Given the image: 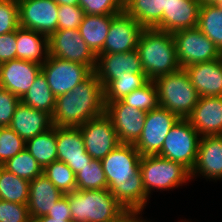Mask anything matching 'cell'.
Masks as SVG:
<instances>
[{
  "label": "cell",
  "instance_id": "obj_1",
  "mask_svg": "<svg viewBox=\"0 0 222 222\" xmlns=\"http://www.w3.org/2000/svg\"><path fill=\"white\" fill-rule=\"evenodd\" d=\"M104 113L103 86L93 72L86 80L76 85L71 92L56 98L51 119L52 124L56 127H79Z\"/></svg>",
  "mask_w": 222,
  "mask_h": 222
},
{
  "label": "cell",
  "instance_id": "obj_2",
  "mask_svg": "<svg viewBox=\"0 0 222 222\" xmlns=\"http://www.w3.org/2000/svg\"><path fill=\"white\" fill-rule=\"evenodd\" d=\"M143 72L149 80L182 69L172 33L155 28H144L136 47Z\"/></svg>",
  "mask_w": 222,
  "mask_h": 222
},
{
  "label": "cell",
  "instance_id": "obj_3",
  "mask_svg": "<svg viewBox=\"0 0 222 222\" xmlns=\"http://www.w3.org/2000/svg\"><path fill=\"white\" fill-rule=\"evenodd\" d=\"M65 195L73 222H111L125 210L108 189L75 190Z\"/></svg>",
  "mask_w": 222,
  "mask_h": 222
},
{
  "label": "cell",
  "instance_id": "obj_4",
  "mask_svg": "<svg viewBox=\"0 0 222 222\" xmlns=\"http://www.w3.org/2000/svg\"><path fill=\"white\" fill-rule=\"evenodd\" d=\"M140 172L149 198L153 192L173 191L192 182L191 171L187 167L159 155L141 156Z\"/></svg>",
  "mask_w": 222,
  "mask_h": 222
},
{
  "label": "cell",
  "instance_id": "obj_5",
  "mask_svg": "<svg viewBox=\"0 0 222 222\" xmlns=\"http://www.w3.org/2000/svg\"><path fill=\"white\" fill-rule=\"evenodd\" d=\"M158 90L159 106L186 119L199 101V94L184 69L159 76L154 80Z\"/></svg>",
  "mask_w": 222,
  "mask_h": 222
},
{
  "label": "cell",
  "instance_id": "obj_6",
  "mask_svg": "<svg viewBox=\"0 0 222 222\" xmlns=\"http://www.w3.org/2000/svg\"><path fill=\"white\" fill-rule=\"evenodd\" d=\"M141 155L134 144H120L101 160L107 189L125 209V183L140 170Z\"/></svg>",
  "mask_w": 222,
  "mask_h": 222
},
{
  "label": "cell",
  "instance_id": "obj_7",
  "mask_svg": "<svg viewBox=\"0 0 222 222\" xmlns=\"http://www.w3.org/2000/svg\"><path fill=\"white\" fill-rule=\"evenodd\" d=\"M200 139L201 135L187 119H179L157 155L181 163L191 171L196 163Z\"/></svg>",
  "mask_w": 222,
  "mask_h": 222
},
{
  "label": "cell",
  "instance_id": "obj_8",
  "mask_svg": "<svg viewBox=\"0 0 222 222\" xmlns=\"http://www.w3.org/2000/svg\"><path fill=\"white\" fill-rule=\"evenodd\" d=\"M181 68L222 57L217 46L197 27L172 33Z\"/></svg>",
  "mask_w": 222,
  "mask_h": 222
},
{
  "label": "cell",
  "instance_id": "obj_9",
  "mask_svg": "<svg viewBox=\"0 0 222 222\" xmlns=\"http://www.w3.org/2000/svg\"><path fill=\"white\" fill-rule=\"evenodd\" d=\"M179 119L176 114L161 106L148 111L141 136L134 144L140 155H157L169 131Z\"/></svg>",
  "mask_w": 222,
  "mask_h": 222
},
{
  "label": "cell",
  "instance_id": "obj_10",
  "mask_svg": "<svg viewBox=\"0 0 222 222\" xmlns=\"http://www.w3.org/2000/svg\"><path fill=\"white\" fill-rule=\"evenodd\" d=\"M41 71L56 98L71 92L76 85L86 80L93 73L86 65L53 56H49L42 64Z\"/></svg>",
  "mask_w": 222,
  "mask_h": 222
},
{
  "label": "cell",
  "instance_id": "obj_11",
  "mask_svg": "<svg viewBox=\"0 0 222 222\" xmlns=\"http://www.w3.org/2000/svg\"><path fill=\"white\" fill-rule=\"evenodd\" d=\"M19 27L48 38L58 30V7L54 0H17Z\"/></svg>",
  "mask_w": 222,
  "mask_h": 222
},
{
  "label": "cell",
  "instance_id": "obj_12",
  "mask_svg": "<svg viewBox=\"0 0 222 222\" xmlns=\"http://www.w3.org/2000/svg\"><path fill=\"white\" fill-rule=\"evenodd\" d=\"M48 40L49 56L86 65L94 72L97 56L87 46L78 29L57 30Z\"/></svg>",
  "mask_w": 222,
  "mask_h": 222
},
{
  "label": "cell",
  "instance_id": "obj_13",
  "mask_svg": "<svg viewBox=\"0 0 222 222\" xmlns=\"http://www.w3.org/2000/svg\"><path fill=\"white\" fill-rule=\"evenodd\" d=\"M86 152L95 160H102L120 145L112 120L104 113L78 127Z\"/></svg>",
  "mask_w": 222,
  "mask_h": 222
},
{
  "label": "cell",
  "instance_id": "obj_14",
  "mask_svg": "<svg viewBox=\"0 0 222 222\" xmlns=\"http://www.w3.org/2000/svg\"><path fill=\"white\" fill-rule=\"evenodd\" d=\"M105 103L120 144H135L141 136L147 112L127 105L122 99Z\"/></svg>",
  "mask_w": 222,
  "mask_h": 222
},
{
  "label": "cell",
  "instance_id": "obj_15",
  "mask_svg": "<svg viewBox=\"0 0 222 222\" xmlns=\"http://www.w3.org/2000/svg\"><path fill=\"white\" fill-rule=\"evenodd\" d=\"M143 29L144 27L125 11L111 15L109 32L100 54L136 50Z\"/></svg>",
  "mask_w": 222,
  "mask_h": 222
},
{
  "label": "cell",
  "instance_id": "obj_16",
  "mask_svg": "<svg viewBox=\"0 0 222 222\" xmlns=\"http://www.w3.org/2000/svg\"><path fill=\"white\" fill-rule=\"evenodd\" d=\"M197 177L216 183L222 181V135L201 136L191 180Z\"/></svg>",
  "mask_w": 222,
  "mask_h": 222
},
{
  "label": "cell",
  "instance_id": "obj_17",
  "mask_svg": "<svg viewBox=\"0 0 222 222\" xmlns=\"http://www.w3.org/2000/svg\"><path fill=\"white\" fill-rule=\"evenodd\" d=\"M125 72L145 74L137 50L97 55L94 73L102 84L103 89L112 80L120 78Z\"/></svg>",
  "mask_w": 222,
  "mask_h": 222
},
{
  "label": "cell",
  "instance_id": "obj_18",
  "mask_svg": "<svg viewBox=\"0 0 222 222\" xmlns=\"http://www.w3.org/2000/svg\"><path fill=\"white\" fill-rule=\"evenodd\" d=\"M56 137L57 160L66 163L75 175L91 162L78 127H56Z\"/></svg>",
  "mask_w": 222,
  "mask_h": 222
},
{
  "label": "cell",
  "instance_id": "obj_19",
  "mask_svg": "<svg viewBox=\"0 0 222 222\" xmlns=\"http://www.w3.org/2000/svg\"><path fill=\"white\" fill-rule=\"evenodd\" d=\"M42 65L14 59L0 64V86L6 88L20 99L32 86Z\"/></svg>",
  "mask_w": 222,
  "mask_h": 222
},
{
  "label": "cell",
  "instance_id": "obj_20",
  "mask_svg": "<svg viewBox=\"0 0 222 222\" xmlns=\"http://www.w3.org/2000/svg\"><path fill=\"white\" fill-rule=\"evenodd\" d=\"M200 6L199 0H166V10L155 29L174 33L197 27Z\"/></svg>",
  "mask_w": 222,
  "mask_h": 222
},
{
  "label": "cell",
  "instance_id": "obj_21",
  "mask_svg": "<svg viewBox=\"0 0 222 222\" xmlns=\"http://www.w3.org/2000/svg\"><path fill=\"white\" fill-rule=\"evenodd\" d=\"M201 135H222V96H201L186 118Z\"/></svg>",
  "mask_w": 222,
  "mask_h": 222
},
{
  "label": "cell",
  "instance_id": "obj_22",
  "mask_svg": "<svg viewBox=\"0 0 222 222\" xmlns=\"http://www.w3.org/2000/svg\"><path fill=\"white\" fill-rule=\"evenodd\" d=\"M199 96H222V57L183 68Z\"/></svg>",
  "mask_w": 222,
  "mask_h": 222
},
{
  "label": "cell",
  "instance_id": "obj_23",
  "mask_svg": "<svg viewBox=\"0 0 222 222\" xmlns=\"http://www.w3.org/2000/svg\"><path fill=\"white\" fill-rule=\"evenodd\" d=\"M53 126L51 116L23 104L21 101L15 108L9 128L27 141L50 129Z\"/></svg>",
  "mask_w": 222,
  "mask_h": 222
},
{
  "label": "cell",
  "instance_id": "obj_24",
  "mask_svg": "<svg viewBox=\"0 0 222 222\" xmlns=\"http://www.w3.org/2000/svg\"><path fill=\"white\" fill-rule=\"evenodd\" d=\"M64 194L42 173L29 183L28 209L31 219L46 216Z\"/></svg>",
  "mask_w": 222,
  "mask_h": 222
},
{
  "label": "cell",
  "instance_id": "obj_25",
  "mask_svg": "<svg viewBox=\"0 0 222 222\" xmlns=\"http://www.w3.org/2000/svg\"><path fill=\"white\" fill-rule=\"evenodd\" d=\"M16 59L42 65L49 57L48 37L33 30L19 27L16 30Z\"/></svg>",
  "mask_w": 222,
  "mask_h": 222
},
{
  "label": "cell",
  "instance_id": "obj_26",
  "mask_svg": "<svg viewBox=\"0 0 222 222\" xmlns=\"http://www.w3.org/2000/svg\"><path fill=\"white\" fill-rule=\"evenodd\" d=\"M111 24V15L85 14L79 32L90 50L97 56L103 51Z\"/></svg>",
  "mask_w": 222,
  "mask_h": 222
},
{
  "label": "cell",
  "instance_id": "obj_27",
  "mask_svg": "<svg viewBox=\"0 0 222 222\" xmlns=\"http://www.w3.org/2000/svg\"><path fill=\"white\" fill-rule=\"evenodd\" d=\"M166 10V0H126L124 11L144 28H155Z\"/></svg>",
  "mask_w": 222,
  "mask_h": 222
},
{
  "label": "cell",
  "instance_id": "obj_28",
  "mask_svg": "<svg viewBox=\"0 0 222 222\" xmlns=\"http://www.w3.org/2000/svg\"><path fill=\"white\" fill-rule=\"evenodd\" d=\"M25 149L38 162L42 169L57 161L56 126L26 141Z\"/></svg>",
  "mask_w": 222,
  "mask_h": 222
},
{
  "label": "cell",
  "instance_id": "obj_29",
  "mask_svg": "<svg viewBox=\"0 0 222 222\" xmlns=\"http://www.w3.org/2000/svg\"><path fill=\"white\" fill-rule=\"evenodd\" d=\"M20 101L27 106L46 112L52 116L55 109L56 97L51 91L42 71L37 75L32 86Z\"/></svg>",
  "mask_w": 222,
  "mask_h": 222
},
{
  "label": "cell",
  "instance_id": "obj_30",
  "mask_svg": "<svg viewBox=\"0 0 222 222\" xmlns=\"http://www.w3.org/2000/svg\"><path fill=\"white\" fill-rule=\"evenodd\" d=\"M197 28L205 34L222 53V8L213 4L201 5Z\"/></svg>",
  "mask_w": 222,
  "mask_h": 222
},
{
  "label": "cell",
  "instance_id": "obj_31",
  "mask_svg": "<svg viewBox=\"0 0 222 222\" xmlns=\"http://www.w3.org/2000/svg\"><path fill=\"white\" fill-rule=\"evenodd\" d=\"M29 181L0 166V199L20 204H28Z\"/></svg>",
  "mask_w": 222,
  "mask_h": 222
},
{
  "label": "cell",
  "instance_id": "obj_32",
  "mask_svg": "<svg viewBox=\"0 0 222 222\" xmlns=\"http://www.w3.org/2000/svg\"><path fill=\"white\" fill-rule=\"evenodd\" d=\"M149 81L146 74L125 72L120 78L112 80L104 90V102H114L123 99L132 91L139 89Z\"/></svg>",
  "mask_w": 222,
  "mask_h": 222
},
{
  "label": "cell",
  "instance_id": "obj_33",
  "mask_svg": "<svg viewBox=\"0 0 222 222\" xmlns=\"http://www.w3.org/2000/svg\"><path fill=\"white\" fill-rule=\"evenodd\" d=\"M2 167L29 182L43 173L41 166L26 149L8 159Z\"/></svg>",
  "mask_w": 222,
  "mask_h": 222
},
{
  "label": "cell",
  "instance_id": "obj_34",
  "mask_svg": "<svg viewBox=\"0 0 222 222\" xmlns=\"http://www.w3.org/2000/svg\"><path fill=\"white\" fill-rule=\"evenodd\" d=\"M108 183L101 160L91 162L76 174V190L107 189Z\"/></svg>",
  "mask_w": 222,
  "mask_h": 222
},
{
  "label": "cell",
  "instance_id": "obj_35",
  "mask_svg": "<svg viewBox=\"0 0 222 222\" xmlns=\"http://www.w3.org/2000/svg\"><path fill=\"white\" fill-rule=\"evenodd\" d=\"M43 174L64 195L76 190V175L69 166L61 161H54L43 169Z\"/></svg>",
  "mask_w": 222,
  "mask_h": 222
},
{
  "label": "cell",
  "instance_id": "obj_36",
  "mask_svg": "<svg viewBox=\"0 0 222 222\" xmlns=\"http://www.w3.org/2000/svg\"><path fill=\"white\" fill-rule=\"evenodd\" d=\"M127 105L148 112L159 106L158 90L153 80H149L144 86L132 91L122 99Z\"/></svg>",
  "mask_w": 222,
  "mask_h": 222
},
{
  "label": "cell",
  "instance_id": "obj_37",
  "mask_svg": "<svg viewBox=\"0 0 222 222\" xmlns=\"http://www.w3.org/2000/svg\"><path fill=\"white\" fill-rule=\"evenodd\" d=\"M150 198L145 192L140 170L125 183V210L146 209Z\"/></svg>",
  "mask_w": 222,
  "mask_h": 222
},
{
  "label": "cell",
  "instance_id": "obj_38",
  "mask_svg": "<svg viewBox=\"0 0 222 222\" xmlns=\"http://www.w3.org/2000/svg\"><path fill=\"white\" fill-rule=\"evenodd\" d=\"M26 147V141L9 127H0V166Z\"/></svg>",
  "mask_w": 222,
  "mask_h": 222
},
{
  "label": "cell",
  "instance_id": "obj_39",
  "mask_svg": "<svg viewBox=\"0 0 222 222\" xmlns=\"http://www.w3.org/2000/svg\"><path fill=\"white\" fill-rule=\"evenodd\" d=\"M79 7L89 15H116L124 11L122 0H78Z\"/></svg>",
  "mask_w": 222,
  "mask_h": 222
},
{
  "label": "cell",
  "instance_id": "obj_40",
  "mask_svg": "<svg viewBox=\"0 0 222 222\" xmlns=\"http://www.w3.org/2000/svg\"><path fill=\"white\" fill-rule=\"evenodd\" d=\"M19 28L17 0H0V35Z\"/></svg>",
  "mask_w": 222,
  "mask_h": 222
},
{
  "label": "cell",
  "instance_id": "obj_41",
  "mask_svg": "<svg viewBox=\"0 0 222 222\" xmlns=\"http://www.w3.org/2000/svg\"><path fill=\"white\" fill-rule=\"evenodd\" d=\"M0 222H32L27 204L0 199Z\"/></svg>",
  "mask_w": 222,
  "mask_h": 222
},
{
  "label": "cell",
  "instance_id": "obj_42",
  "mask_svg": "<svg viewBox=\"0 0 222 222\" xmlns=\"http://www.w3.org/2000/svg\"><path fill=\"white\" fill-rule=\"evenodd\" d=\"M85 12L79 6L60 5L58 7V30L78 29Z\"/></svg>",
  "mask_w": 222,
  "mask_h": 222
},
{
  "label": "cell",
  "instance_id": "obj_43",
  "mask_svg": "<svg viewBox=\"0 0 222 222\" xmlns=\"http://www.w3.org/2000/svg\"><path fill=\"white\" fill-rule=\"evenodd\" d=\"M20 98L0 86V127H9Z\"/></svg>",
  "mask_w": 222,
  "mask_h": 222
},
{
  "label": "cell",
  "instance_id": "obj_44",
  "mask_svg": "<svg viewBox=\"0 0 222 222\" xmlns=\"http://www.w3.org/2000/svg\"><path fill=\"white\" fill-rule=\"evenodd\" d=\"M16 31L0 35V64L16 59Z\"/></svg>",
  "mask_w": 222,
  "mask_h": 222
},
{
  "label": "cell",
  "instance_id": "obj_45",
  "mask_svg": "<svg viewBox=\"0 0 222 222\" xmlns=\"http://www.w3.org/2000/svg\"><path fill=\"white\" fill-rule=\"evenodd\" d=\"M46 216L52 218H72L68 204V197L64 195L55 202L54 206L48 211Z\"/></svg>",
  "mask_w": 222,
  "mask_h": 222
},
{
  "label": "cell",
  "instance_id": "obj_46",
  "mask_svg": "<svg viewBox=\"0 0 222 222\" xmlns=\"http://www.w3.org/2000/svg\"><path fill=\"white\" fill-rule=\"evenodd\" d=\"M142 210H124L116 219L111 222H152L150 218L144 219ZM154 222V221H153Z\"/></svg>",
  "mask_w": 222,
  "mask_h": 222
},
{
  "label": "cell",
  "instance_id": "obj_47",
  "mask_svg": "<svg viewBox=\"0 0 222 222\" xmlns=\"http://www.w3.org/2000/svg\"><path fill=\"white\" fill-rule=\"evenodd\" d=\"M32 222H73L72 218H52L49 216H42L37 219H32Z\"/></svg>",
  "mask_w": 222,
  "mask_h": 222
},
{
  "label": "cell",
  "instance_id": "obj_48",
  "mask_svg": "<svg viewBox=\"0 0 222 222\" xmlns=\"http://www.w3.org/2000/svg\"><path fill=\"white\" fill-rule=\"evenodd\" d=\"M59 6L69 5V6H79L78 0H54Z\"/></svg>",
  "mask_w": 222,
  "mask_h": 222
},
{
  "label": "cell",
  "instance_id": "obj_49",
  "mask_svg": "<svg viewBox=\"0 0 222 222\" xmlns=\"http://www.w3.org/2000/svg\"><path fill=\"white\" fill-rule=\"evenodd\" d=\"M199 1H200L201 5L213 4L215 6L222 8V0H199Z\"/></svg>",
  "mask_w": 222,
  "mask_h": 222
},
{
  "label": "cell",
  "instance_id": "obj_50",
  "mask_svg": "<svg viewBox=\"0 0 222 222\" xmlns=\"http://www.w3.org/2000/svg\"><path fill=\"white\" fill-rule=\"evenodd\" d=\"M178 222H194V221H191V219H190V221H189V219H187V221H186V219H181V221L180 220H178Z\"/></svg>",
  "mask_w": 222,
  "mask_h": 222
}]
</instances>
